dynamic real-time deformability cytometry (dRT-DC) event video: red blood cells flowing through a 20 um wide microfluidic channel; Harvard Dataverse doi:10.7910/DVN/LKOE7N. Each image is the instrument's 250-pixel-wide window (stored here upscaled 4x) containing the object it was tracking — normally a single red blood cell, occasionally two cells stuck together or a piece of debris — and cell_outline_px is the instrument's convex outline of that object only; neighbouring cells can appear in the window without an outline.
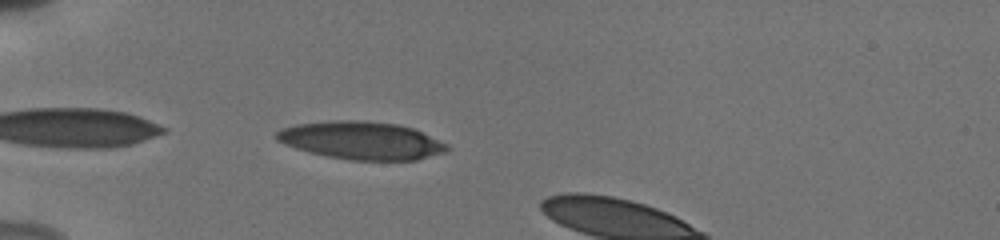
{"species": "human", "species_latin": "Homo sapiens", "temperature_condition": "cold", "stored_images_in_passage": 8, "camera_frame_rate_fps": 3000, "um_per_image_px": 0.085, "donor": {"sex": "male"}, "frame": {"image": 1, "passage_image": 2, "time_ms": 0.333, "image_size_px": [1000, 240], "cell_outline_px": [[452, 148], [444, 152], [416, 160], [352, 160], [328, 156], [308, 152], [284, 144], [276, 140], [276, 132], [284, 128], [296, 124], [328, 120], [364, 120], [396, 124], [412, 128], [448, 144]], "centroid_in_image_um": [30.71, 11.93], "position_along_channel_um": 54.3, "area_um2": 37.51}}
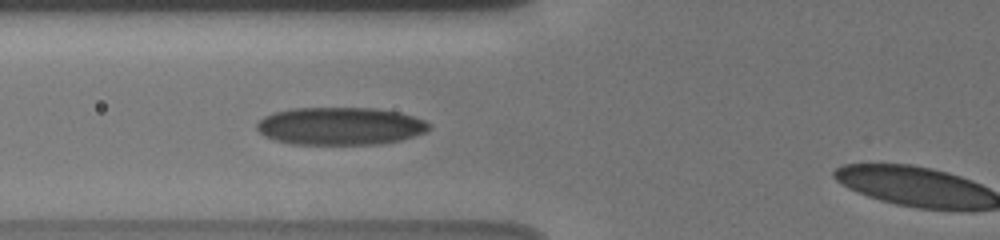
{"frame": {"image": 2, "passage_image": 7, "time_ms": 2.0, "image_size_px": [1000, 240], "cell_outline_px": [[432, 128], [424, 132], [400, 140], [380, 144], [292, 144], [276, 140], [264, 136], [256, 128], [256, 124], [264, 116], [272, 112], [292, 108], [376, 108], [400, 112], [424, 120], [432, 124]], "centroid_in_image_um": [28.91, 10.71], "position_along_channel_um": 96.9, "area_um2": 37.97}}